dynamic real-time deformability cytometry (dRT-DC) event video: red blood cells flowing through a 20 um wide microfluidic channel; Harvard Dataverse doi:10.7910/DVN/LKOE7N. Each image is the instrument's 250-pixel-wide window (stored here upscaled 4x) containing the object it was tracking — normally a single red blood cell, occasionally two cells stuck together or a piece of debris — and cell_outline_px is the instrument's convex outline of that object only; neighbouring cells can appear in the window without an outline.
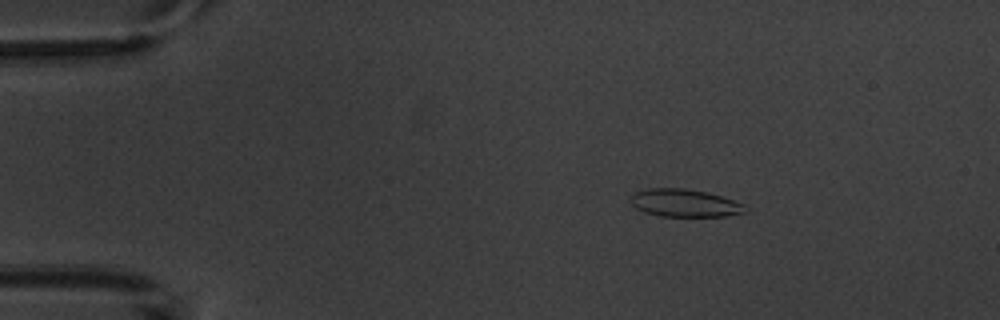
{"species": "common noctule bat (a hibernating species)", "species_latin": "Nyctalus noctula", "temperature_condition": "warm", "stored_images_in_passage": 5, "camera_frame_rate_fps": 3000, "um_per_image_px": 0.085, "animal": {"sex": "male", "body_mass_g": 20.1, "forearm_length_mm": 53.5}, "frame": {"image": 1, "passage_image": 3, "time_ms": 2.333, "image_size_px": [1000, 320], "cell_outline_px": [[744, 212], [728, 216], [660, 216], [644, 212], [636, 208], [632, 204], [632, 196], [636, 192], [648, 188], [684, 188], [708, 192], [744, 204]], "centroid_in_image_um": [58.18, 17.25], "position_along_channel_um": 26.8, "area_um2": 18.26}}